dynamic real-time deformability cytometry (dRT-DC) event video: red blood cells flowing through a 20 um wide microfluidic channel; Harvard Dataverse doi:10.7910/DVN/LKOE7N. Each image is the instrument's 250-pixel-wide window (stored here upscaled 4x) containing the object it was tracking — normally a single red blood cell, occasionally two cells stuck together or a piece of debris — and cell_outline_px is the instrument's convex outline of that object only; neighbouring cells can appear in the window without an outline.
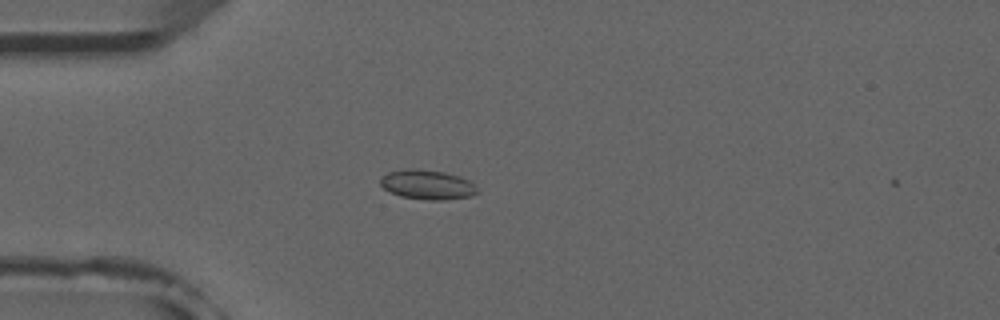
{"species": "common noctule bat (a hibernating species)", "species_latin": "Nyctalus noctula", "temperature_condition": "room temperature", "stored_images_in_passage": 4, "camera_frame_rate_fps": 3000, "um_per_image_px": 0.085, "animal": {"sex": "male", "forearm_length_mm": 52.5}, "frame": {"image": 1, "passage_image": 4, "time_ms": 4.333, "image_size_px": [1000, 320], "cell_outline_px": [[480, 192], [472, 196], [444, 200], [428, 200], [400, 196], [384, 188], [380, 184], [380, 180], [388, 172], [404, 168], [416, 168], [444, 172], [460, 176], [468, 180]], "centroid_in_image_um": [36.33, 15.69], "position_along_channel_um": 48.7, "area_um2": 16.7}}